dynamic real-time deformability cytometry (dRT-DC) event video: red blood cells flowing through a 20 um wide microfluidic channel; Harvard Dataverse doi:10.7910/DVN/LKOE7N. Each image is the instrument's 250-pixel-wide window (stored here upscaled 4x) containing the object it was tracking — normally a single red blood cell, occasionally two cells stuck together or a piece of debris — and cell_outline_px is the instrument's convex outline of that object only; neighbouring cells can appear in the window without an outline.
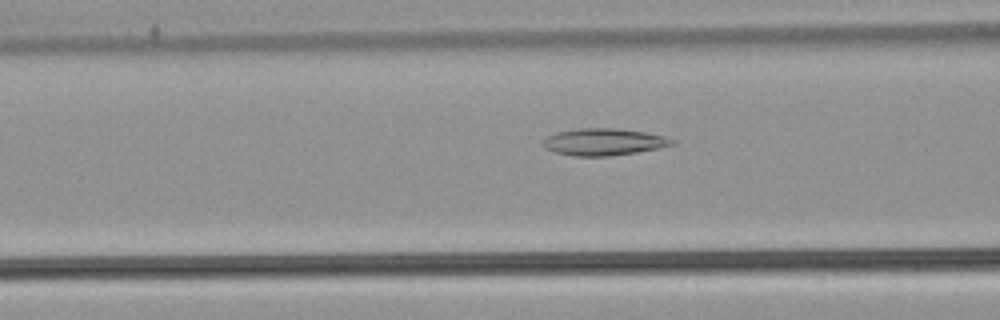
{"species": "common noctule bat (a hibernating species)", "species_latin": "Nyctalus noctula", "temperature_condition": "warm", "stored_images_in_passage": 53, "camera_frame_rate_fps": 3000, "um_per_image_px": 0.085, "animal": {"sex": "male", "body_mass_g": 21.5, "forearm_length_mm": 52.0}, "frame": {"image": 1, "passage_image": 21, "time_ms": 6.667, "image_size_px": [1000, 320], "cell_outline_px": [[676, 144], [660, 148], [636, 152], [608, 156], [572, 156], [556, 152], [544, 148], [544, 140], [548, 136], [556, 132], [580, 128], [616, 128], [644, 132], [664, 136], [676, 140]], "centroid_in_image_um": [51.35, 12.06], "position_along_channel_um": 115.3, "area_um2": 20.23}}
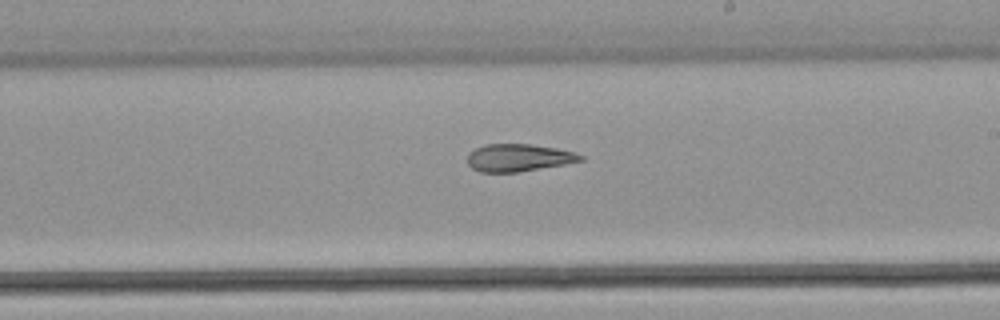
{"frame": {"image": 2, "passage_image": 31, "time_ms": 10.0, "image_size_px": [1000, 320], "cell_outline_px": [[584, 160], [564, 164], [516, 172], [480, 172], [472, 168], [468, 164], [468, 152], [484, 144], [532, 144], [556, 148], [572, 152], [584, 156]], "centroid_in_image_um": [44.04, 13.4], "position_along_channel_um": 245.0, "area_um2": 17.98}}
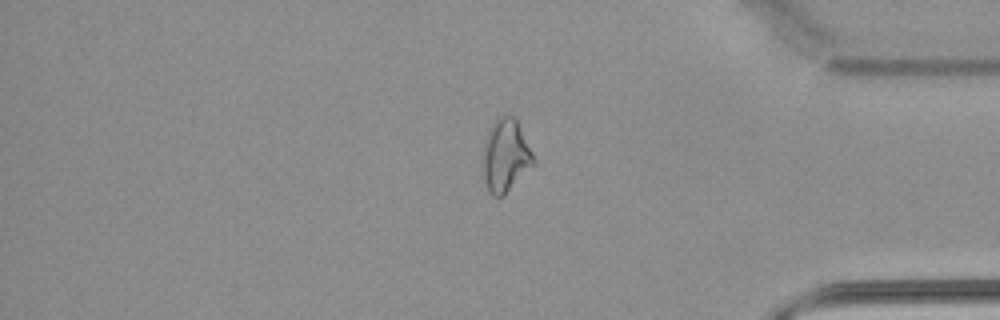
{"frame": {"image": 3, "passage_image": 44, "time_ms": 14.333, "image_size_px": [1000, 320], "cell_outline_px": [[536, 164], [500, 196], [492, 196], [488, 192], [484, 180], [484, 144], [488, 132], [496, 116], [508, 112], [516, 116], [536, 160]], "centroid_in_image_um": [43.0, 13.14], "position_along_channel_um": 392.2, "area_um2": 21.56}, "authors_computed_cell_mechanics": {"area_um2": 22.0796, "velocity_mm_per_s": 3.891, "shape_relaxation_time_tau1_ms": null, "shape_relaxation_time_tau2_ms": 5.1429, "deformation_change_tau1": null, "deformation_change_tau2": 0.1486}}